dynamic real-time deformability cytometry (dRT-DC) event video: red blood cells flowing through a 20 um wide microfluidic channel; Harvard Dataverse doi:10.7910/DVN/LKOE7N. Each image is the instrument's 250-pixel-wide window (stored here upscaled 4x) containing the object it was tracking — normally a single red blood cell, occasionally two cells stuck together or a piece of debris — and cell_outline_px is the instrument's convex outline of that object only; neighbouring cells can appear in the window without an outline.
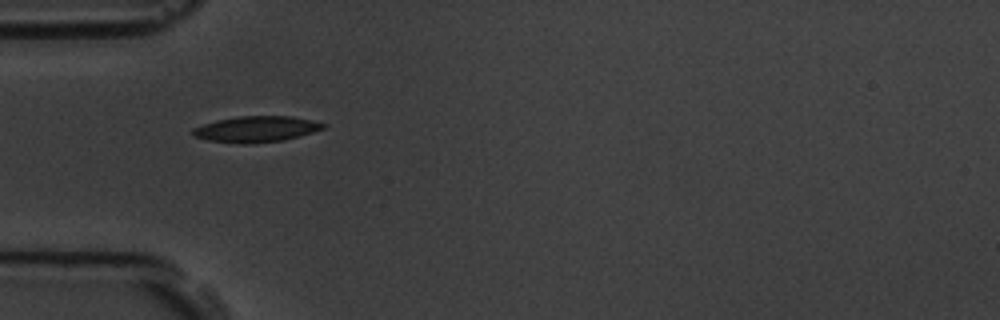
{"species": "common noctule bat (a hibernating species)", "species_latin": "Nyctalus noctula", "temperature_condition": "room temperature", "stored_images_in_passage": 2, "camera_frame_rate_fps": 3000, "um_per_image_px": 0.085, "animal": {"sex": "male", "body_mass_g": 19.5, "forearm_length_mm": 54.6}, "frame": {"image": 1, "passage_image": 1, "time_ms": 0.0, "image_size_px": [1000, 320], "cell_outline_px": [[328, 124], [324, 128], [312, 132], [284, 140], [252, 144], [244, 144], [208, 140], [192, 136], [192, 128], [216, 120], [236, 116], [292, 116], [312, 120]], "centroid_in_image_um": [21.77, 10.97], "position_along_channel_um": 63.2, "area_um2": 19.83}}
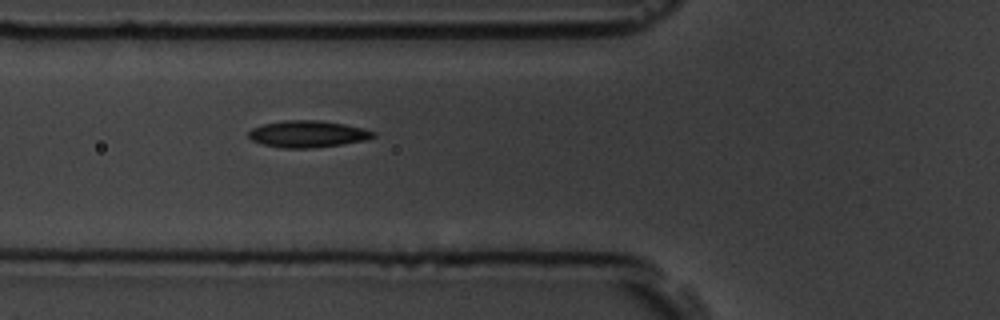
{"frame": {"image": 2, "passage_image": 2, "time_ms": 1.0, "image_size_px": [1000, 320], "cell_outline_px": [[376, 136], [364, 140], [340, 144], [312, 148], [284, 148], [260, 144], [252, 140], [248, 136], [248, 132], [252, 128], [264, 124], [284, 120], [320, 120], [344, 124], [364, 128], [376, 132]], "centroid_in_image_um": [26.14, 11.38], "position_along_channel_um": 99.7, "area_um2": 19.42}}